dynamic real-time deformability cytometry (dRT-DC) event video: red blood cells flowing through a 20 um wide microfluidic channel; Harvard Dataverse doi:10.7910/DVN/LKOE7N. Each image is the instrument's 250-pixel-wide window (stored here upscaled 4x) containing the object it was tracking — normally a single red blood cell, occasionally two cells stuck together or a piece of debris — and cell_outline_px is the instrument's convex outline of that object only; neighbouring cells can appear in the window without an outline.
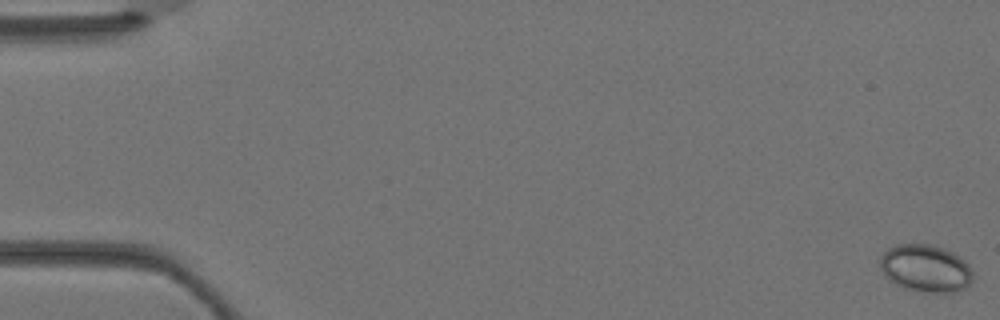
{"species": "Egyptian fruit bat (a non-hibernating species)", "species_latin": "Rousettus aegyptiacus", "temperature_condition": "warm", "stored_images_in_passage": 4, "camera_frame_rate_fps": 3000, "um_per_image_px": 0.085, "animal": {"sex": "female"}, "frame": {"image": 1, "passage_image": 1, "time_ms": 0.0, "image_size_px": [1000, 320], "cell_outline_px": [[972, 280], [964, 288], [956, 292], [920, 292], [904, 288], [888, 280], [884, 276], [880, 268], [880, 256], [888, 248], [896, 244], [928, 244], [944, 248], [952, 252], [964, 260], [968, 264], [972, 272]], "centroid_in_image_um": [78.64, 22.81], "position_along_channel_um": 6.4, "area_um2": 25.78}}
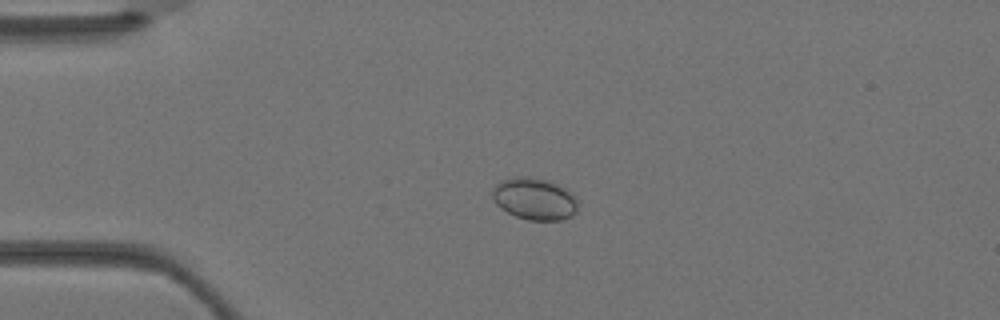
{"frame": {"image": 2, "passage_image": 3, "time_ms": 0.667, "image_size_px": [1000, 320], "cell_outline_px": [[576, 212], [560, 220], [528, 220], [516, 216], [508, 212], [496, 204], [492, 196], [492, 188], [500, 180], [512, 176], [528, 176], [544, 180], [556, 184], [564, 188], [576, 200]], "centroid_in_image_um": [45.35, 16.89], "position_along_channel_um": 39.6, "area_um2": 20.58}}
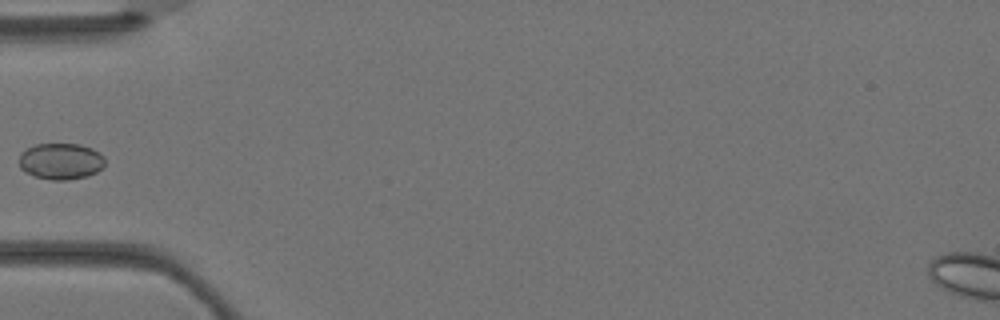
{"frame": {"image": 3, "passage_image": 4, "time_ms": 1.0, "image_size_px": [1000, 320], "cell_outline_px": [[104, 164], [96, 172], [88, 176], [68, 180], [52, 180], [32, 176], [24, 172], [20, 168], [20, 152], [36, 144], [80, 144], [92, 148], [100, 152], [104, 156]], "centroid_in_image_um": [5.16, 13.71], "position_along_channel_um": 79.8, "area_um2": 18.32}}